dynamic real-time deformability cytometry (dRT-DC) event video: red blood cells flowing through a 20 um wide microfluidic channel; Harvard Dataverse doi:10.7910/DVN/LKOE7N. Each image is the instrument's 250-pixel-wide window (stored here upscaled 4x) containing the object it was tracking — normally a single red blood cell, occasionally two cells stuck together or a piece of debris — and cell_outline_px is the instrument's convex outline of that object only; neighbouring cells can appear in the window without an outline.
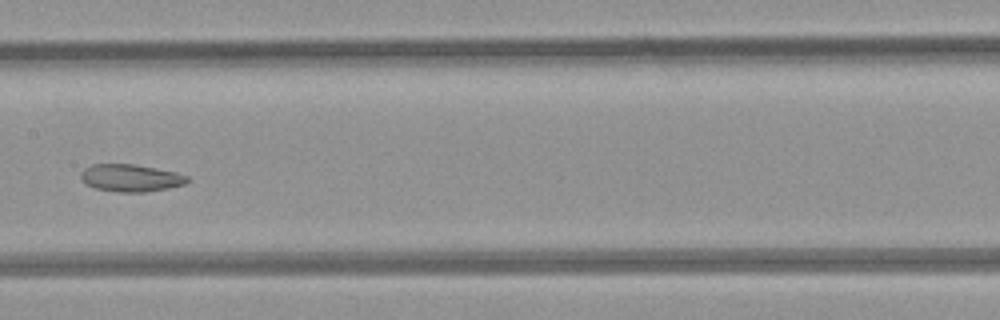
{"species": "common noctule bat (a hibernating species)", "species_latin": "Nyctalus noctula", "temperature_condition": "room temperature", "stored_images_in_passage": 8, "camera_frame_rate_fps": 3000, "um_per_image_px": 0.085, "animal": {"sex": "female", "body_mass_g": 21.9}, "frame": {"image": 1, "passage_image": 8, "time_ms": 8.0, "image_size_px": [1000, 320], "cell_outline_px": [[192, 180], [184, 184], [168, 188], [144, 192], [120, 192], [96, 188], [88, 184], [80, 176], [80, 172], [84, 168], [92, 164], [132, 164], [176, 172], [188, 176]], "centroid_in_image_um": [11.14, 15.12], "position_along_channel_um": 196.3, "area_um2": 16.82}}